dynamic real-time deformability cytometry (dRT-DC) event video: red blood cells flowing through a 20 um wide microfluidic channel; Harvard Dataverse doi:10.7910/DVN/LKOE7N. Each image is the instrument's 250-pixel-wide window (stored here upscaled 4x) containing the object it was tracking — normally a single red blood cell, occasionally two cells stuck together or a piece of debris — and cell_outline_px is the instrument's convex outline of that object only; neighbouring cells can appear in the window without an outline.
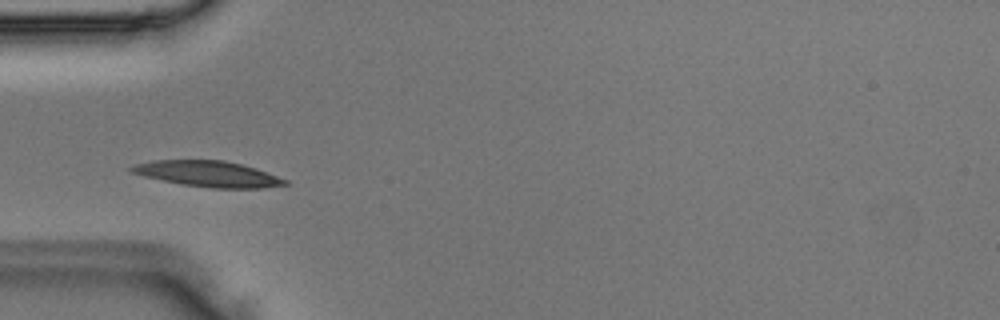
{"species": "Egyptian fruit bat (a non-hibernating species)", "species_latin": "Rousettus aegyptiacus", "temperature_condition": "room temperature", "stored_images_in_passage": 2, "camera_frame_rate_fps": 3000, "um_per_image_px": 0.085, "animal": {"sex": "male"}, "frame": {"image": 1, "passage_image": 2, "time_ms": 0.333, "image_size_px": [1000, 320], "cell_outline_px": [[288, 184], [264, 188], [212, 188], [180, 184], [144, 176], [128, 172], [128, 168], [136, 164], [152, 160], [224, 160], [240, 164], [288, 180]], "centroid_in_image_um": [17.62, 14.78], "position_along_channel_um": 67.4, "area_um2": 22.89}}